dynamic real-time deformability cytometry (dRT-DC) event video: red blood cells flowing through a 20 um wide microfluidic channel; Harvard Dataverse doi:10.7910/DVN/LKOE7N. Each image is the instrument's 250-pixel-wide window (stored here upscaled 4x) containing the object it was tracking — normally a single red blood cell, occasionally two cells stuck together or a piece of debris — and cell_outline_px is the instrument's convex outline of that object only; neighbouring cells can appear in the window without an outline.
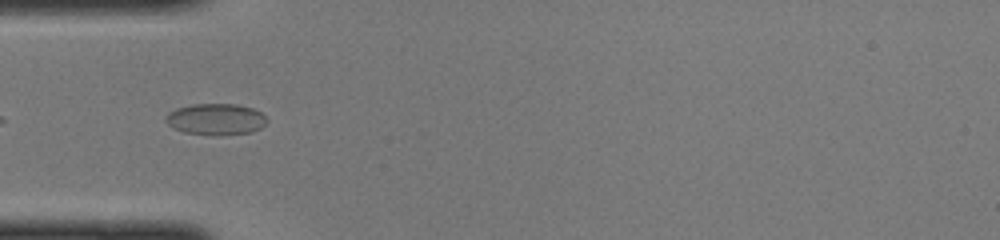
{"species": "common noctule bat (a hibernating species)", "species_latin": "Nyctalus noctula", "temperature_condition": "cold", "stored_images_in_passage": 31, "camera_frame_rate_fps": 3000, "um_per_image_px": 0.085, "animal": {"sex": "female", "body_mass_g": 22.0, "forearm_length_mm": 56.7}, "frame": {"image": 1, "passage_image": 2, "time_ms": 0.333, "image_size_px": [1000, 240], "cell_outline_px": [[268, 120], [260, 128], [252, 132], [220, 136], [216, 136], [184, 132], [172, 128], [164, 120], [164, 116], [168, 112], [176, 108], [192, 104], [236, 104], [252, 108], [260, 112]], "centroid_in_image_um": [18.3, 10.14], "position_along_channel_um": 66.7, "area_um2": 18.73}}
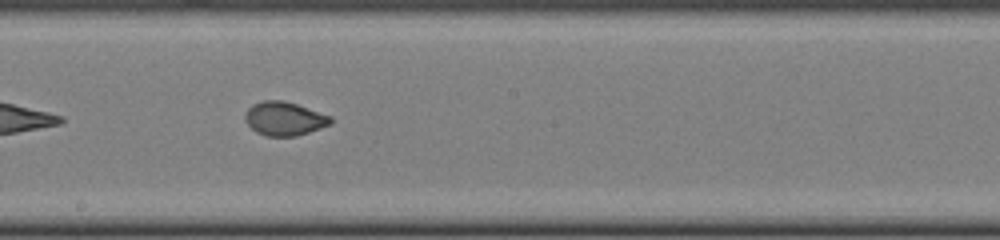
{"frame": {"image": 2, "passage_image": 13, "time_ms": 4.0, "image_size_px": [1000, 240], "cell_outline_px": [[332, 124], [296, 136], [264, 136], [256, 132], [244, 120], [244, 116], [248, 108], [252, 104], [264, 100], [284, 100], [332, 116]], "centroid_in_image_um": [24.16, 10.08], "position_along_channel_um": 224.0, "area_um2": 16.88}}
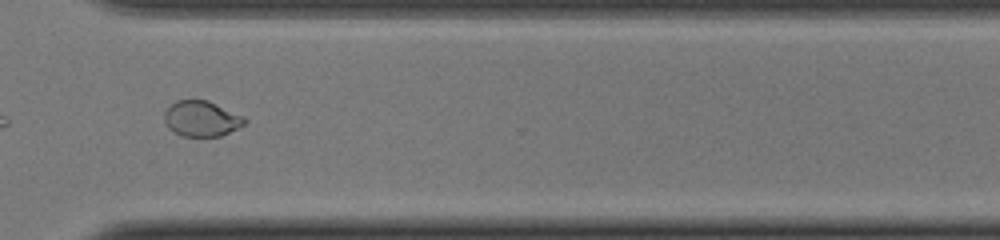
{"frame": {"image": 3, "passage_image": 22, "time_ms": 7.0, "image_size_px": [1000, 240], "cell_outline_px": [[248, 120], [244, 124], [220, 136], [180, 136], [168, 128], [164, 120], [164, 112], [176, 100], [208, 100], [244, 116]], "centroid_in_image_um": [17.12, 10.08], "position_along_channel_um": 353.5, "area_um2": 16.59}}